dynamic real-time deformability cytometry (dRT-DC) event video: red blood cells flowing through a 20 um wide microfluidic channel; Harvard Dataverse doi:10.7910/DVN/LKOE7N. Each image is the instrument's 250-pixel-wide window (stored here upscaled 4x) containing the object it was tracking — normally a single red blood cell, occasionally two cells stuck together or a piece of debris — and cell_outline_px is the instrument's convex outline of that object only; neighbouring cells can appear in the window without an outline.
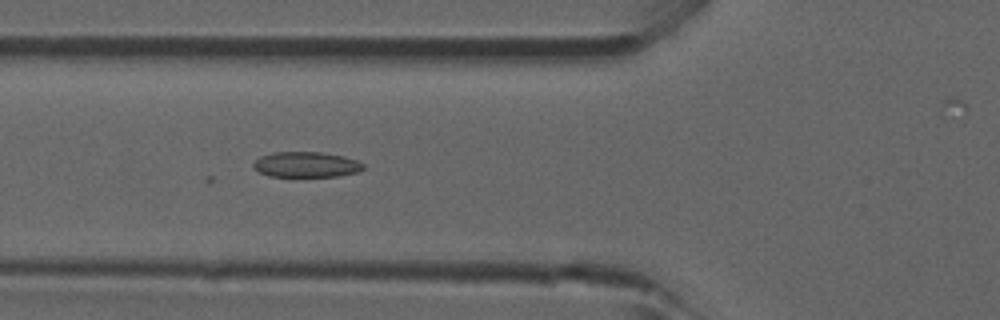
{"species": "common noctule bat (a hibernating species)", "species_latin": "Nyctalus noctula", "temperature_condition": "room temperature", "stored_images_in_passage": 32, "camera_frame_rate_fps": 3000, "um_per_image_px": 0.085, "animal": {"sex": "male", "forearm_length_mm": 52.5}, "frame": {"image": 1, "passage_image": 9, "time_ms": 2.667, "image_size_px": [1000, 320], "cell_outline_px": [[364, 168], [360, 172], [340, 176], [268, 176], [252, 168], [252, 164], [260, 156], [272, 152], [324, 152], [344, 156], [356, 160], [364, 164]], "centroid_in_image_um": [26.04, 13.98], "position_along_channel_um": 99.8, "area_um2": 16.47}}